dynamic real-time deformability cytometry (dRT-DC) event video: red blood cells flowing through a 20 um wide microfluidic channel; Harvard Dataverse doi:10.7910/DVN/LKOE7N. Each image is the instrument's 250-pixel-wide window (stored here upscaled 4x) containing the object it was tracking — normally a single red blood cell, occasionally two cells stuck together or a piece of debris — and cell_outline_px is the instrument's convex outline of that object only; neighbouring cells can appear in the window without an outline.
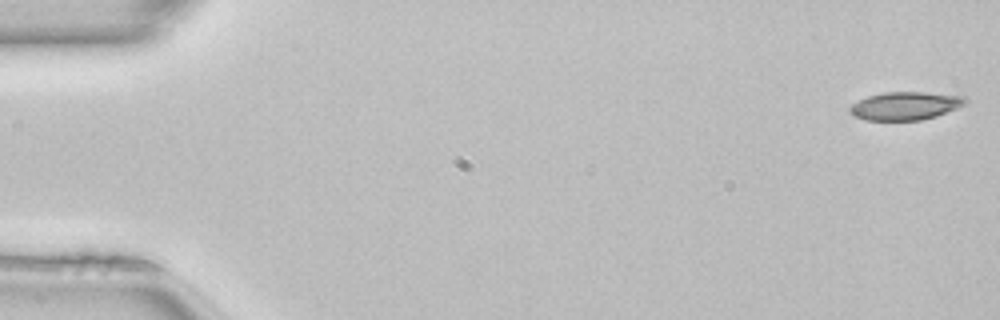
{"species": "common noctule bat (a hibernating species)", "species_latin": "Nyctalus noctula", "temperature_condition": "room temperature", "stored_images_in_passage": 50, "camera_frame_rate_fps": 3000, "um_per_image_px": 0.085, "animal": {"sex": "female", "body_mass_g": 22.7, "forearm_length_mm": 54.2}, "frame": {"image": 1, "passage_image": 1, "time_ms": 0.0, "image_size_px": [1000, 320], "cell_outline_px": [[968, 100], [964, 104], [956, 108], [936, 116], [920, 120], [864, 120], [852, 116], [848, 112], [848, 108], [852, 104], [868, 96], [884, 92], [924, 92], [964, 96]], "centroid_in_image_um": [76.9, 9.0], "position_along_channel_um": 8.1, "area_um2": 18.9}}
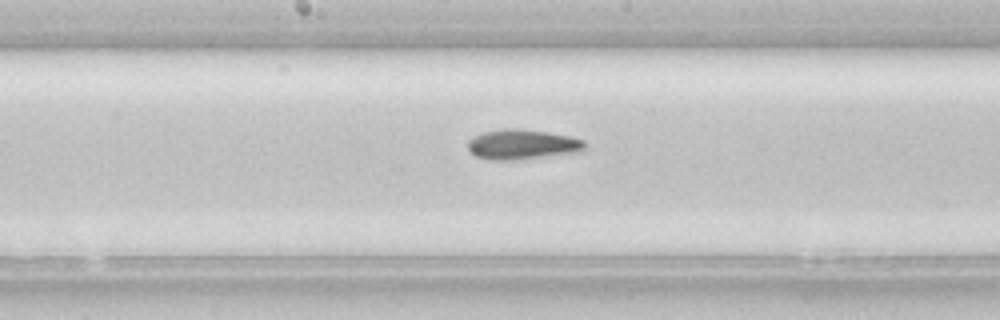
{"frame": {"image": 2, "passage_image": 26, "time_ms": 8.333, "image_size_px": [1000, 320], "cell_outline_px": [[584, 148], [580, 152], [512, 160], [492, 160], [476, 156], [468, 148], [468, 140], [472, 136], [484, 132], [508, 128], [516, 128], [548, 132], [572, 136], [584, 140]], "centroid_in_image_um": [44.39, 12.27], "position_along_channel_um": 203.8, "area_um2": 20.35}}
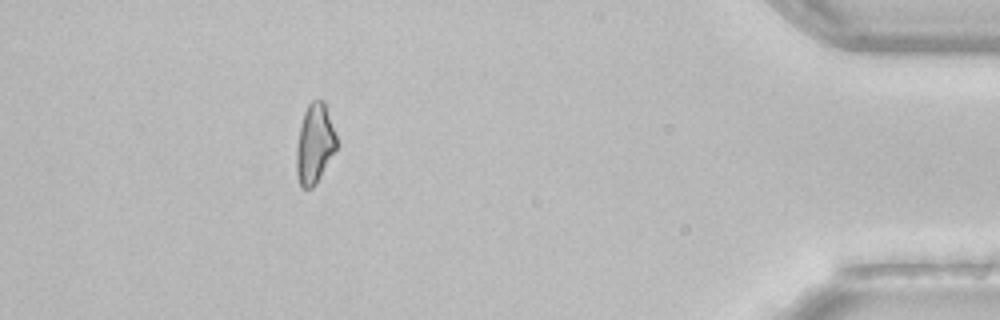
{"frame": {"image": 3, "passage_image": 45, "time_ms": 14.667, "image_size_px": [1000, 320], "cell_outline_px": [[336, 148], [316, 184], [312, 188], [300, 188], [296, 172], [296, 148], [300, 124], [304, 112], [308, 104], [312, 100], [324, 100], [336, 136]], "centroid_in_image_um": [26.71, 12.23], "position_along_channel_um": 408.5, "area_um2": 18.55}}